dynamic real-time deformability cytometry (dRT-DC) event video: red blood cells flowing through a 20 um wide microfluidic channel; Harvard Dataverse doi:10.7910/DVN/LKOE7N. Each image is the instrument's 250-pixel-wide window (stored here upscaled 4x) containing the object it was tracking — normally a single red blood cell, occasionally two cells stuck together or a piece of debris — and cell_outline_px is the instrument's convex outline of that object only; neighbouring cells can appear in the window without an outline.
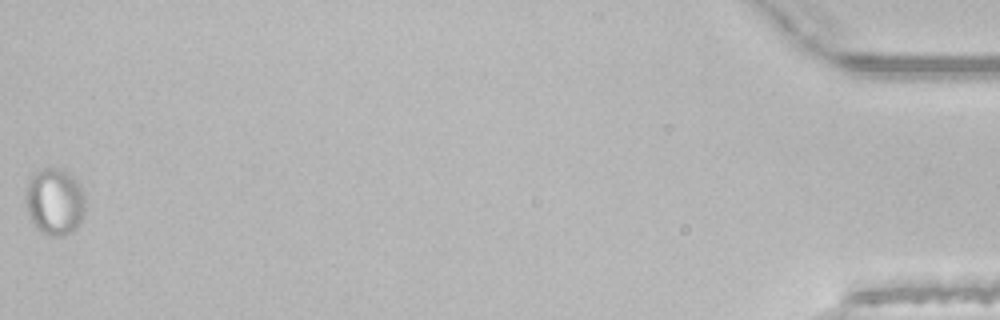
{"species": "common noctule bat (a hibernating species)", "species_latin": "Nyctalus noctula", "temperature_condition": "room temperature", "stored_images_in_passage": 50, "segment_of_instrument_passage": [2, 2], "camera_frame_rate_fps": 3000, "um_per_image_px": 0.085, "animal": {"sex": "male", "body_mass_g": 21.5, "forearm_length_mm": 52.0}, "frame": {"image": 1, "passage_image": 50, "time_ms": 16.333, "image_size_px": [1000, 320], "cell_outline_px": [[84, 212], [76, 228], [72, 232], [64, 236], [52, 236], [36, 228], [28, 212], [28, 180], [32, 172], [44, 168], [48, 168], [64, 172], [72, 176], [76, 180], [84, 192]], "centroid_in_image_um": [4.67, 17.15], "position_along_channel_um": 430.5, "area_um2": 22.6}}